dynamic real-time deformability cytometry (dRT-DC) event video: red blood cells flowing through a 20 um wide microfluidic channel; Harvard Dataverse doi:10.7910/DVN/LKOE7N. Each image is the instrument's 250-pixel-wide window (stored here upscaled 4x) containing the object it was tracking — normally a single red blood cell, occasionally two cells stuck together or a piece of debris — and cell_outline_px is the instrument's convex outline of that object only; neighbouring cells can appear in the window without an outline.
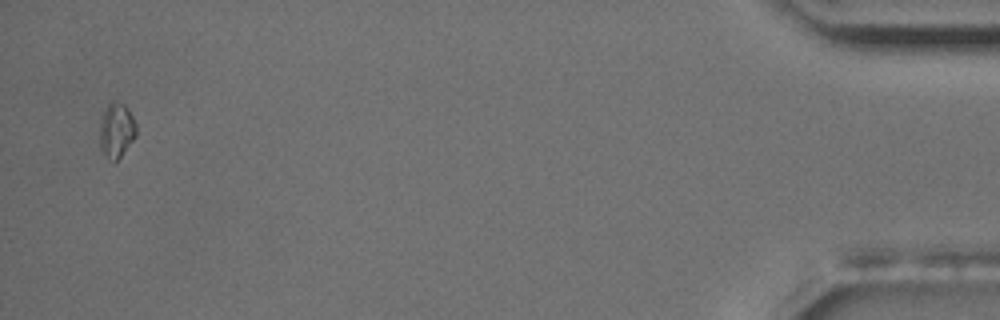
{"species": "common noctule bat (a hibernating species)", "species_latin": "Nyctalus noctula", "temperature_condition": "room temperature", "stored_images_in_passage": 13, "camera_frame_rate_fps": 3000, "um_per_image_px": 0.085, "animal": {"sex": "male", "body_mass_g": 17.5, "forearm_length_mm": 52.3}, "frame": {"image": 1, "passage_image": 13, "time_ms": 15.667, "image_size_px": [1000, 320], "cell_outline_px": [[136, 136], [120, 156], [116, 160], [112, 160], [100, 148], [100, 120], [108, 104], [112, 100], [116, 100], [124, 104], [128, 108], [136, 124]], "centroid_in_image_um": [9.91, 11.01], "position_along_channel_um": 425.3, "area_um2": 11.44}}